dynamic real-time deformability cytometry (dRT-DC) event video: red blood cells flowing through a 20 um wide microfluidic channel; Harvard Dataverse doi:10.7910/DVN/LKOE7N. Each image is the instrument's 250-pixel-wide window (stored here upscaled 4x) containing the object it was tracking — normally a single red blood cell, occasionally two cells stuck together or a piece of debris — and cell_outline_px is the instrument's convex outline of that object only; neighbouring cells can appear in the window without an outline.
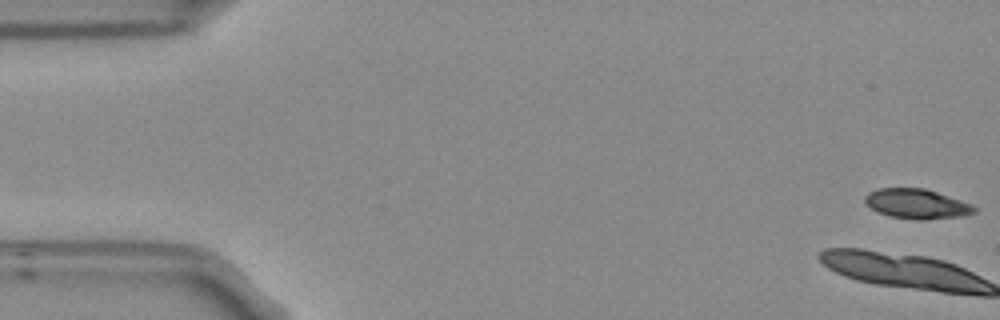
{"species": "Egyptian fruit bat (a non-hibernating species)", "species_latin": "Rousettus aegyptiacus", "temperature_condition": "room temperature", "stored_images_in_passage": 16, "camera_frame_rate_fps": 3000, "um_per_image_px": 0.085, "frame": {"image": 1, "passage_image": 1, "time_ms": 0.0, "image_size_px": [1000, 320], "cell_outline_px": [[976, 212], [960, 216], [924, 220], [916, 220], [888, 216], [864, 204], [864, 196], [868, 192], [880, 188], [924, 188], [972, 204], [976, 208]], "centroid_in_image_um": [77.89, 17.33], "position_along_channel_um": 7.1, "area_um2": 18.9}}